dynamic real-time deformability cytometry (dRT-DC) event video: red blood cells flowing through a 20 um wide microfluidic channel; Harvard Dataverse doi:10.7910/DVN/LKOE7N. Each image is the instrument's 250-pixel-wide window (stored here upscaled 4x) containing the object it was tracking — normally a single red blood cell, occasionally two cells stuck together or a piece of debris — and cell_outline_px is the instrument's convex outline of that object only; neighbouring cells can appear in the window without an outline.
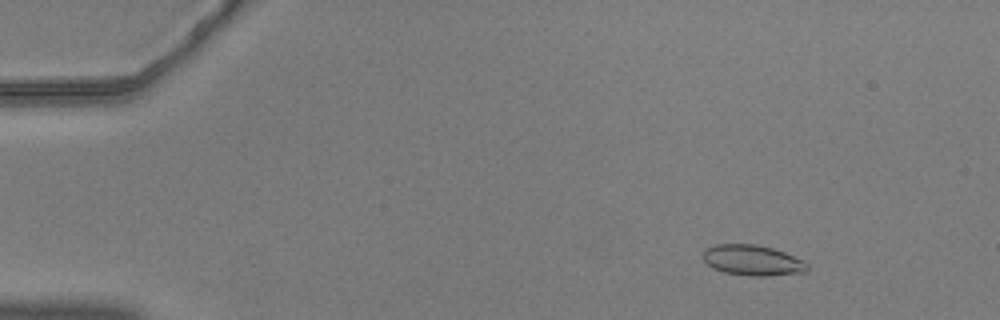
{"species": "common noctule bat (a hibernating species)", "species_latin": "Nyctalus noctula", "temperature_condition": "warm", "stored_images_in_passage": 55, "camera_frame_rate_fps": 3000, "um_per_image_px": 0.085, "animal": {"sex": "male", "body_mass_g": 20.5, "forearm_length_mm": 52.5}, "frame": {"image": 1, "passage_image": 7, "time_ms": 2.0, "image_size_px": [1000, 320], "cell_outline_px": [[808, 272], [768, 276], [748, 276], [724, 272], [712, 268], [700, 256], [704, 248], [716, 244], [756, 244], [772, 248], [784, 252], [804, 260], [808, 264]], "centroid_in_image_um": [63.95, 22.12], "position_along_channel_um": 21.1, "area_um2": 18.9}}
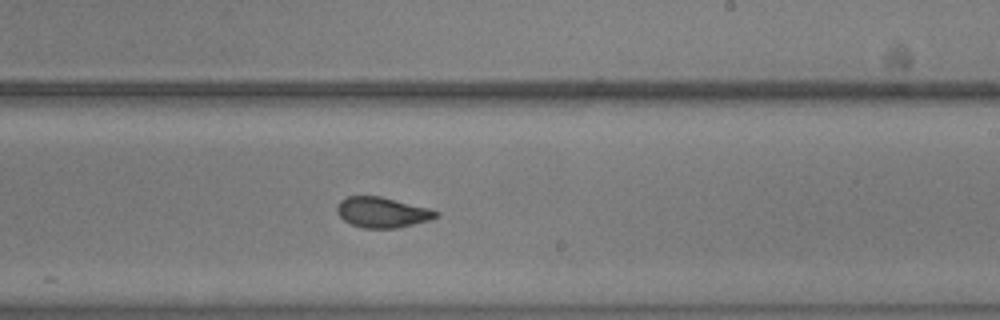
{"frame": {"image": 2, "passage_image": 34, "time_ms": 11.0, "image_size_px": [1000, 320], "cell_outline_px": [[440, 216], [432, 220], [396, 228], [364, 228], [352, 224], [344, 220], [336, 212], [336, 208], [340, 200], [348, 196], [380, 196], [428, 208], [440, 212]], "centroid_in_image_um": [32.51, 18.05], "position_along_channel_um": 256.5, "area_um2": 17.57}}
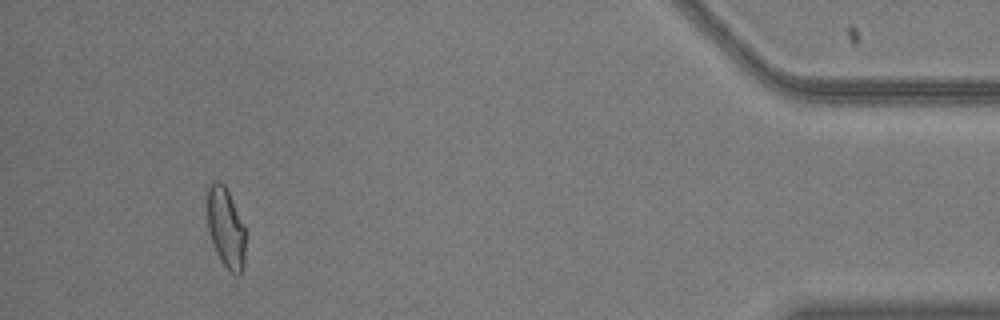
{"frame": {"image": 3, "passage_image": 52, "time_ms": 17.0, "image_size_px": [1000, 320], "cell_outline_px": [[244, 268], [240, 276], [236, 276], [228, 272], [220, 260], [216, 252], [208, 232], [208, 184], [212, 180], [220, 180], [224, 184], [228, 192], [244, 228]], "centroid_in_image_um": [19.18, 19.41], "position_along_channel_um": 416.0, "area_um2": 17.8}, "authors_computed_cell_mechanics": {"area_um2": 17.9758, "velocity_mm_per_s": 3.682, "shape_relaxation_time_tau1_ms": 3.7106, "shape_relaxation_time_tau2_ms": 1.3754, "deformation_change_tau1": 0.15, "deformation_change_tau2": 0.0784}}